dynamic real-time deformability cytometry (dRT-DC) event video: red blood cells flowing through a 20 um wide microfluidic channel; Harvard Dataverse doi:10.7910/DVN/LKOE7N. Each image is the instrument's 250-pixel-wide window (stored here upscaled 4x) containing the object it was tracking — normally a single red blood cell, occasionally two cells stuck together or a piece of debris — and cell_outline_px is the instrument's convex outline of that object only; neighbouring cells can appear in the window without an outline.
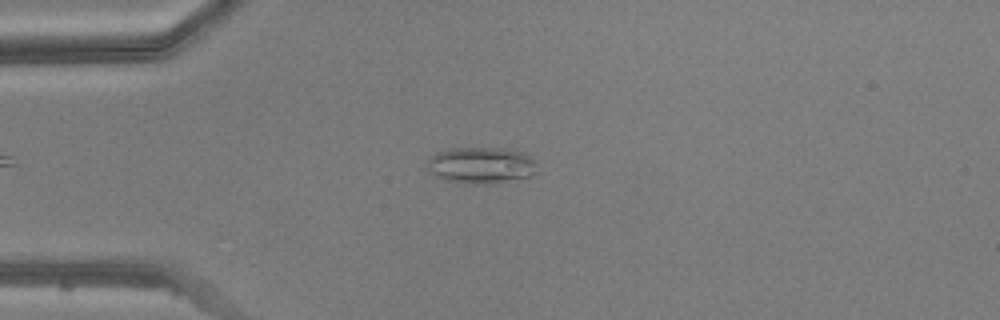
{"species": "common noctule bat (a hibernating species)", "species_latin": "Nyctalus noctula", "temperature_condition": "warm", "stored_images_in_passage": 49, "camera_frame_rate_fps": 3000, "um_per_image_px": 0.085, "animal": {"sex": "male", "body_mass_g": 20.5, "forearm_length_mm": 52.5}, "frame": {"image": 1, "passage_image": 12, "time_ms": 3.667, "image_size_px": [1000, 320], "cell_outline_px": [[540, 172], [532, 176], [484, 184], [472, 184], [444, 180], [436, 176], [428, 168], [428, 156], [436, 152], [448, 148], [508, 148], [520, 152], [528, 156], [532, 160]], "centroid_in_image_um": [40.88, 14.04], "position_along_channel_um": 44.1, "area_um2": 23.35}}
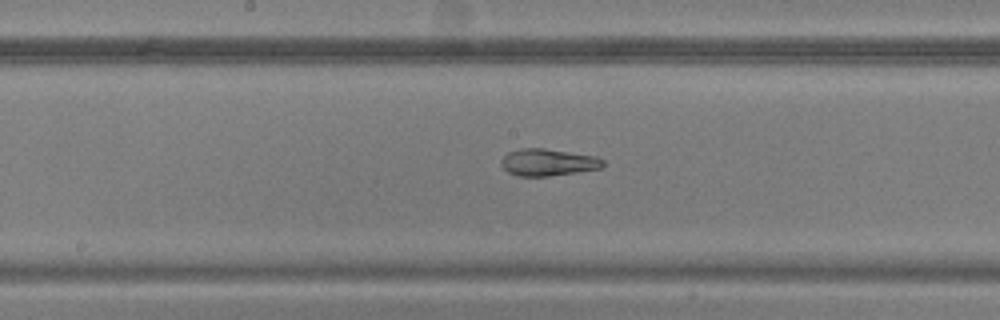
{"frame": {"image": 2, "passage_image": 25, "time_ms": 8.0, "image_size_px": [1000, 320], "cell_outline_px": [[604, 164], [600, 168], [576, 172], [548, 176], [516, 176], [508, 172], [500, 164], [500, 160], [508, 152], [520, 148], [544, 148], [596, 156], [604, 160]], "centroid_in_image_um": [46.55, 13.79], "position_along_channel_um": 201.7, "area_um2": 16.01}}
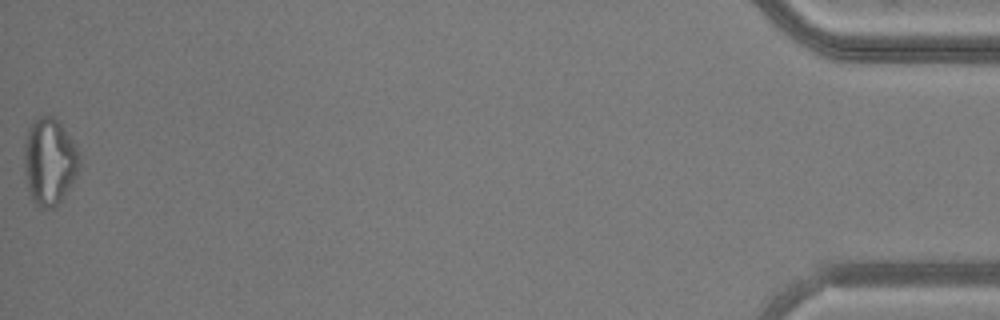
{"frame": {"image": 3, "passage_image": 49, "time_ms": 16.0, "image_size_px": [1000, 320], "cell_outline_px": [[80, 168], [76, 176], [60, 200], [52, 208], [40, 208], [32, 200], [28, 192], [24, 172], [24, 144], [28, 128], [32, 120], [40, 116], [52, 116], [60, 124], [76, 144], [80, 156]], "centroid_in_image_um": [4.18, 13.71], "position_along_channel_um": 431.0, "area_um2": 28.09}}